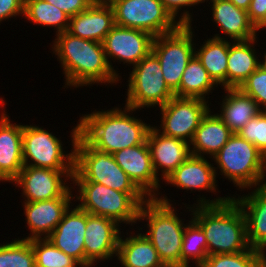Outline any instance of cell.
<instances>
[{
    "label": "cell",
    "instance_id": "836d02e7",
    "mask_svg": "<svg viewBox=\"0 0 266 267\" xmlns=\"http://www.w3.org/2000/svg\"><path fill=\"white\" fill-rule=\"evenodd\" d=\"M36 267H83L76 259L55 247L47 238L29 240Z\"/></svg>",
    "mask_w": 266,
    "mask_h": 267
},
{
    "label": "cell",
    "instance_id": "52a82bcc",
    "mask_svg": "<svg viewBox=\"0 0 266 267\" xmlns=\"http://www.w3.org/2000/svg\"><path fill=\"white\" fill-rule=\"evenodd\" d=\"M71 182H95L126 193H143L110 153L93 148L80 134L74 144Z\"/></svg>",
    "mask_w": 266,
    "mask_h": 267
},
{
    "label": "cell",
    "instance_id": "ab89813d",
    "mask_svg": "<svg viewBox=\"0 0 266 267\" xmlns=\"http://www.w3.org/2000/svg\"><path fill=\"white\" fill-rule=\"evenodd\" d=\"M24 5L25 0H0V23L16 16L24 18Z\"/></svg>",
    "mask_w": 266,
    "mask_h": 267
},
{
    "label": "cell",
    "instance_id": "8d00e7d4",
    "mask_svg": "<svg viewBox=\"0 0 266 267\" xmlns=\"http://www.w3.org/2000/svg\"><path fill=\"white\" fill-rule=\"evenodd\" d=\"M238 134L254 144L266 158V111H261L247 122Z\"/></svg>",
    "mask_w": 266,
    "mask_h": 267
},
{
    "label": "cell",
    "instance_id": "484cf974",
    "mask_svg": "<svg viewBox=\"0 0 266 267\" xmlns=\"http://www.w3.org/2000/svg\"><path fill=\"white\" fill-rule=\"evenodd\" d=\"M258 37L246 41L229 39L227 60V88H239L240 85L261 65L256 49Z\"/></svg>",
    "mask_w": 266,
    "mask_h": 267
},
{
    "label": "cell",
    "instance_id": "f6af8a7d",
    "mask_svg": "<svg viewBox=\"0 0 266 267\" xmlns=\"http://www.w3.org/2000/svg\"><path fill=\"white\" fill-rule=\"evenodd\" d=\"M164 267H191V266H167L165 265Z\"/></svg>",
    "mask_w": 266,
    "mask_h": 267
},
{
    "label": "cell",
    "instance_id": "4dcf8cb0",
    "mask_svg": "<svg viewBox=\"0 0 266 267\" xmlns=\"http://www.w3.org/2000/svg\"><path fill=\"white\" fill-rule=\"evenodd\" d=\"M24 17L36 25L52 27L56 34L68 30L70 16L44 0H25Z\"/></svg>",
    "mask_w": 266,
    "mask_h": 267
},
{
    "label": "cell",
    "instance_id": "60d3db41",
    "mask_svg": "<svg viewBox=\"0 0 266 267\" xmlns=\"http://www.w3.org/2000/svg\"><path fill=\"white\" fill-rule=\"evenodd\" d=\"M247 13L250 22L257 29L266 19V0H251Z\"/></svg>",
    "mask_w": 266,
    "mask_h": 267
},
{
    "label": "cell",
    "instance_id": "9a60e30c",
    "mask_svg": "<svg viewBox=\"0 0 266 267\" xmlns=\"http://www.w3.org/2000/svg\"><path fill=\"white\" fill-rule=\"evenodd\" d=\"M120 224L108 217L91 215L86 212L84 239L85 267H92L97 261L112 260L117 255L120 240Z\"/></svg>",
    "mask_w": 266,
    "mask_h": 267
},
{
    "label": "cell",
    "instance_id": "4316f807",
    "mask_svg": "<svg viewBox=\"0 0 266 267\" xmlns=\"http://www.w3.org/2000/svg\"><path fill=\"white\" fill-rule=\"evenodd\" d=\"M224 92L226 95L217 114L233 133H238L261 110L256 101L239 88H224Z\"/></svg>",
    "mask_w": 266,
    "mask_h": 267
},
{
    "label": "cell",
    "instance_id": "9c48e42d",
    "mask_svg": "<svg viewBox=\"0 0 266 267\" xmlns=\"http://www.w3.org/2000/svg\"><path fill=\"white\" fill-rule=\"evenodd\" d=\"M126 106L135 110L145 107H162L175 93L168 87L163 78L161 65L151 52L129 72Z\"/></svg>",
    "mask_w": 266,
    "mask_h": 267
},
{
    "label": "cell",
    "instance_id": "277c9868",
    "mask_svg": "<svg viewBox=\"0 0 266 267\" xmlns=\"http://www.w3.org/2000/svg\"><path fill=\"white\" fill-rule=\"evenodd\" d=\"M166 195L149 198L141 205L138 221H147L145 235L167 266H181V246L186 224Z\"/></svg>",
    "mask_w": 266,
    "mask_h": 267
},
{
    "label": "cell",
    "instance_id": "5b68a950",
    "mask_svg": "<svg viewBox=\"0 0 266 267\" xmlns=\"http://www.w3.org/2000/svg\"><path fill=\"white\" fill-rule=\"evenodd\" d=\"M211 159L219 173L244 190L266 184V158L249 141L233 133L226 144Z\"/></svg>",
    "mask_w": 266,
    "mask_h": 267
},
{
    "label": "cell",
    "instance_id": "e575fe53",
    "mask_svg": "<svg viewBox=\"0 0 266 267\" xmlns=\"http://www.w3.org/2000/svg\"><path fill=\"white\" fill-rule=\"evenodd\" d=\"M0 267H36L35 254L29 240L15 238L0 244Z\"/></svg>",
    "mask_w": 266,
    "mask_h": 267
},
{
    "label": "cell",
    "instance_id": "7bdbcfd3",
    "mask_svg": "<svg viewBox=\"0 0 266 267\" xmlns=\"http://www.w3.org/2000/svg\"><path fill=\"white\" fill-rule=\"evenodd\" d=\"M263 59L261 60V65L266 69V52L264 53L263 57H261Z\"/></svg>",
    "mask_w": 266,
    "mask_h": 267
},
{
    "label": "cell",
    "instance_id": "7a4b0ae2",
    "mask_svg": "<svg viewBox=\"0 0 266 267\" xmlns=\"http://www.w3.org/2000/svg\"><path fill=\"white\" fill-rule=\"evenodd\" d=\"M52 42L51 50L63 67L64 87L79 88L95 83L114 86L120 81L107 62L102 43L79 38L68 31L57 34Z\"/></svg>",
    "mask_w": 266,
    "mask_h": 267
},
{
    "label": "cell",
    "instance_id": "ac0fdd59",
    "mask_svg": "<svg viewBox=\"0 0 266 267\" xmlns=\"http://www.w3.org/2000/svg\"><path fill=\"white\" fill-rule=\"evenodd\" d=\"M69 207L62 220L47 237L58 249L76 259L85 267L84 239L86 231V211L78 205Z\"/></svg>",
    "mask_w": 266,
    "mask_h": 267
},
{
    "label": "cell",
    "instance_id": "5bb4252c",
    "mask_svg": "<svg viewBox=\"0 0 266 267\" xmlns=\"http://www.w3.org/2000/svg\"><path fill=\"white\" fill-rule=\"evenodd\" d=\"M154 36L145 31L115 25L103 40V48L111 70L120 78L114 69L113 62H123L130 66L138 64L152 52Z\"/></svg>",
    "mask_w": 266,
    "mask_h": 267
},
{
    "label": "cell",
    "instance_id": "d6a6232c",
    "mask_svg": "<svg viewBox=\"0 0 266 267\" xmlns=\"http://www.w3.org/2000/svg\"><path fill=\"white\" fill-rule=\"evenodd\" d=\"M199 267H266V253L249 248L238 253L208 255Z\"/></svg>",
    "mask_w": 266,
    "mask_h": 267
},
{
    "label": "cell",
    "instance_id": "83f0119b",
    "mask_svg": "<svg viewBox=\"0 0 266 267\" xmlns=\"http://www.w3.org/2000/svg\"><path fill=\"white\" fill-rule=\"evenodd\" d=\"M120 236L117 259L121 267H164L158 252L144 233ZM135 234V235H134ZM126 239H124V238Z\"/></svg>",
    "mask_w": 266,
    "mask_h": 267
},
{
    "label": "cell",
    "instance_id": "ee69618b",
    "mask_svg": "<svg viewBox=\"0 0 266 267\" xmlns=\"http://www.w3.org/2000/svg\"><path fill=\"white\" fill-rule=\"evenodd\" d=\"M266 29V19L264 20V22L257 28V32L261 29Z\"/></svg>",
    "mask_w": 266,
    "mask_h": 267
},
{
    "label": "cell",
    "instance_id": "d6986e66",
    "mask_svg": "<svg viewBox=\"0 0 266 267\" xmlns=\"http://www.w3.org/2000/svg\"><path fill=\"white\" fill-rule=\"evenodd\" d=\"M72 199L74 200L73 197H58L37 202H23L25 222L30 234L22 239L47 238L71 206Z\"/></svg>",
    "mask_w": 266,
    "mask_h": 267
},
{
    "label": "cell",
    "instance_id": "ba28073f",
    "mask_svg": "<svg viewBox=\"0 0 266 267\" xmlns=\"http://www.w3.org/2000/svg\"><path fill=\"white\" fill-rule=\"evenodd\" d=\"M72 150L63 149L60 138L45 128L23 124V163L34 167L50 168L58 171H74V144L79 135V121L71 130Z\"/></svg>",
    "mask_w": 266,
    "mask_h": 267
},
{
    "label": "cell",
    "instance_id": "4fadbf2b",
    "mask_svg": "<svg viewBox=\"0 0 266 267\" xmlns=\"http://www.w3.org/2000/svg\"><path fill=\"white\" fill-rule=\"evenodd\" d=\"M73 173L74 171H58L24 165L18 176L12 181V184L14 182L16 187H21L22 197L24 196L23 198L25 199L23 202L74 197L71 191L73 188L68 185L69 181H72Z\"/></svg>",
    "mask_w": 266,
    "mask_h": 267
},
{
    "label": "cell",
    "instance_id": "8fae6325",
    "mask_svg": "<svg viewBox=\"0 0 266 267\" xmlns=\"http://www.w3.org/2000/svg\"><path fill=\"white\" fill-rule=\"evenodd\" d=\"M192 25L181 24L176 30L154 37L152 53L160 62L163 78L175 92L189 60L195 54Z\"/></svg>",
    "mask_w": 266,
    "mask_h": 267
},
{
    "label": "cell",
    "instance_id": "f35d334b",
    "mask_svg": "<svg viewBox=\"0 0 266 267\" xmlns=\"http://www.w3.org/2000/svg\"><path fill=\"white\" fill-rule=\"evenodd\" d=\"M55 5L70 17L85 11L95 0H44Z\"/></svg>",
    "mask_w": 266,
    "mask_h": 267
},
{
    "label": "cell",
    "instance_id": "1f68e13d",
    "mask_svg": "<svg viewBox=\"0 0 266 267\" xmlns=\"http://www.w3.org/2000/svg\"><path fill=\"white\" fill-rule=\"evenodd\" d=\"M208 257L207 240L202 228L190 218L186 223L181 246V266L199 267Z\"/></svg>",
    "mask_w": 266,
    "mask_h": 267
},
{
    "label": "cell",
    "instance_id": "74e56055",
    "mask_svg": "<svg viewBox=\"0 0 266 267\" xmlns=\"http://www.w3.org/2000/svg\"><path fill=\"white\" fill-rule=\"evenodd\" d=\"M160 1L164 5V7L170 12V14L176 20H178L181 24H184V25H192L193 17H192V14L188 11V9L191 6H194V5L198 6L200 3H205L204 0H160ZM186 7L187 9H185ZM182 8L184 9L182 10ZM178 13L181 14L180 15L181 17H179Z\"/></svg>",
    "mask_w": 266,
    "mask_h": 267
},
{
    "label": "cell",
    "instance_id": "ffe728a7",
    "mask_svg": "<svg viewBox=\"0 0 266 267\" xmlns=\"http://www.w3.org/2000/svg\"><path fill=\"white\" fill-rule=\"evenodd\" d=\"M247 195L231 198L239 205L246 222L250 248L266 252V184L256 186Z\"/></svg>",
    "mask_w": 266,
    "mask_h": 267
},
{
    "label": "cell",
    "instance_id": "6da1fadb",
    "mask_svg": "<svg viewBox=\"0 0 266 267\" xmlns=\"http://www.w3.org/2000/svg\"><path fill=\"white\" fill-rule=\"evenodd\" d=\"M200 198V199H199ZM197 204L185 205L192 219L202 228L207 240L208 255L232 254L250 248L246 222L239 205L231 198L199 197ZM190 206V207H189Z\"/></svg>",
    "mask_w": 266,
    "mask_h": 267
},
{
    "label": "cell",
    "instance_id": "b9f144b4",
    "mask_svg": "<svg viewBox=\"0 0 266 267\" xmlns=\"http://www.w3.org/2000/svg\"><path fill=\"white\" fill-rule=\"evenodd\" d=\"M230 2H232L236 7L244 9V10H248L251 0H228Z\"/></svg>",
    "mask_w": 266,
    "mask_h": 267
},
{
    "label": "cell",
    "instance_id": "d590c367",
    "mask_svg": "<svg viewBox=\"0 0 266 267\" xmlns=\"http://www.w3.org/2000/svg\"><path fill=\"white\" fill-rule=\"evenodd\" d=\"M252 97L261 111H266V69L260 65L239 87Z\"/></svg>",
    "mask_w": 266,
    "mask_h": 267
},
{
    "label": "cell",
    "instance_id": "44dd1931",
    "mask_svg": "<svg viewBox=\"0 0 266 267\" xmlns=\"http://www.w3.org/2000/svg\"><path fill=\"white\" fill-rule=\"evenodd\" d=\"M114 26L112 6L108 1H94L85 11L70 17L67 31L79 38L102 43Z\"/></svg>",
    "mask_w": 266,
    "mask_h": 267
},
{
    "label": "cell",
    "instance_id": "e0dca14e",
    "mask_svg": "<svg viewBox=\"0 0 266 267\" xmlns=\"http://www.w3.org/2000/svg\"><path fill=\"white\" fill-rule=\"evenodd\" d=\"M146 141L153 170L158 178L161 171L160 176L163 181L192 155L190 143L163 135L155 125L149 129Z\"/></svg>",
    "mask_w": 266,
    "mask_h": 267
},
{
    "label": "cell",
    "instance_id": "d4e9b609",
    "mask_svg": "<svg viewBox=\"0 0 266 267\" xmlns=\"http://www.w3.org/2000/svg\"><path fill=\"white\" fill-rule=\"evenodd\" d=\"M233 135L217 113L211 110L202 118L190 143L191 153L194 156L213 157Z\"/></svg>",
    "mask_w": 266,
    "mask_h": 267
},
{
    "label": "cell",
    "instance_id": "f546056e",
    "mask_svg": "<svg viewBox=\"0 0 266 267\" xmlns=\"http://www.w3.org/2000/svg\"><path fill=\"white\" fill-rule=\"evenodd\" d=\"M215 86L218 87L194 54L183 72L179 88L174 93L176 97L209 101L206 96L212 94Z\"/></svg>",
    "mask_w": 266,
    "mask_h": 267
},
{
    "label": "cell",
    "instance_id": "2e32d148",
    "mask_svg": "<svg viewBox=\"0 0 266 267\" xmlns=\"http://www.w3.org/2000/svg\"><path fill=\"white\" fill-rule=\"evenodd\" d=\"M112 155L116 163L148 198H156L160 195L161 181L153 170L147 141L141 145L122 149Z\"/></svg>",
    "mask_w": 266,
    "mask_h": 267
},
{
    "label": "cell",
    "instance_id": "3957f363",
    "mask_svg": "<svg viewBox=\"0 0 266 267\" xmlns=\"http://www.w3.org/2000/svg\"><path fill=\"white\" fill-rule=\"evenodd\" d=\"M134 108L93 111L79 121V134L95 149L113 154L128 147L143 144L152 125L137 119Z\"/></svg>",
    "mask_w": 266,
    "mask_h": 267
},
{
    "label": "cell",
    "instance_id": "30bf717a",
    "mask_svg": "<svg viewBox=\"0 0 266 267\" xmlns=\"http://www.w3.org/2000/svg\"><path fill=\"white\" fill-rule=\"evenodd\" d=\"M114 11L115 25L160 36L176 30L181 23L160 0H108Z\"/></svg>",
    "mask_w": 266,
    "mask_h": 267
},
{
    "label": "cell",
    "instance_id": "7c38bea8",
    "mask_svg": "<svg viewBox=\"0 0 266 267\" xmlns=\"http://www.w3.org/2000/svg\"><path fill=\"white\" fill-rule=\"evenodd\" d=\"M161 115L160 133L191 143L202 118L210 110L208 101L199 98L174 96L159 107ZM162 130V131H161Z\"/></svg>",
    "mask_w": 266,
    "mask_h": 267
},
{
    "label": "cell",
    "instance_id": "603a6c76",
    "mask_svg": "<svg viewBox=\"0 0 266 267\" xmlns=\"http://www.w3.org/2000/svg\"><path fill=\"white\" fill-rule=\"evenodd\" d=\"M6 113L0 114V181L12 183L24 166L23 124H12Z\"/></svg>",
    "mask_w": 266,
    "mask_h": 267
},
{
    "label": "cell",
    "instance_id": "f1b7e54d",
    "mask_svg": "<svg viewBox=\"0 0 266 267\" xmlns=\"http://www.w3.org/2000/svg\"><path fill=\"white\" fill-rule=\"evenodd\" d=\"M227 39V40H225ZM200 49L195 48V55L207 70L212 80L219 86L227 88V60L229 54V40L215 34L201 44Z\"/></svg>",
    "mask_w": 266,
    "mask_h": 267
},
{
    "label": "cell",
    "instance_id": "8992f818",
    "mask_svg": "<svg viewBox=\"0 0 266 267\" xmlns=\"http://www.w3.org/2000/svg\"><path fill=\"white\" fill-rule=\"evenodd\" d=\"M77 186L80 202L77 204L82 210L91 215L108 217L119 224L132 225L137 223L139 210L149 198L144 193H126L114 190L95 182H72Z\"/></svg>",
    "mask_w": 266,
    "mask_h": 267
},
{
    "label": "cell",
    "instance_id": "cb8c5ba5",
    "mask_svg": "<svg viewBox=\"0 0 266 267\" xmlns=\"http://www.w3.org/2000/svg\"><path fill=\"white\" fill-rule=\"evenodd\" d=\"M207 2L209 0H206ZM212 21L221 29L223 35L232 41H246L257 36V29L250 22L246 10L236 7L228 0H210Z\"/></svg>",
    "mask_w": 266,
    "mask_h": 267
},
{
    "label": "cell",
    "instance_id": "7402d4cb",
    "mask_svg": "<svg viewBox=\"0 0 266 267\" xmlns=\"http://www.w3.org/2000/svg\"><path fill=\"white\" fill-rule=\"evenodd\" d=\"M206 157L191 155L180 164L166 179L167 185H174L180 190L217 192V169Z\"/></svg>",
    "mask_w": 266,
    "mask_h": 267
}]
</instances>
